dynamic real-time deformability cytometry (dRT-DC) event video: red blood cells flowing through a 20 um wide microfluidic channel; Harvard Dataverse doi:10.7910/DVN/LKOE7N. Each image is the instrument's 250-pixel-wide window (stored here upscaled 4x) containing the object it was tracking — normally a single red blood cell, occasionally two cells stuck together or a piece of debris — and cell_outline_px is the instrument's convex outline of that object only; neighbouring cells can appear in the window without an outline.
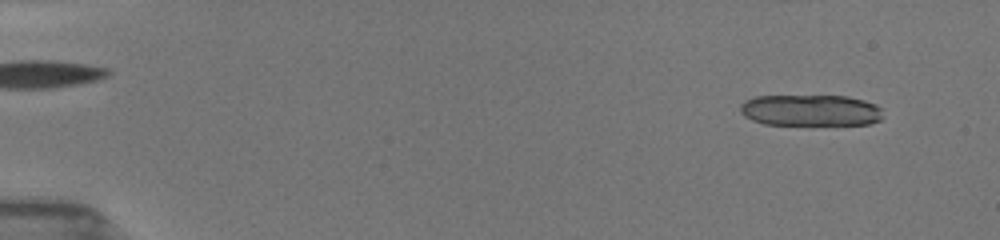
{"species": "common noctule bat (a hibernating species)", "species_latin": "Nyctalus noctula", "temperature_condition": "room temperature", "stored_images_in_passage": 30, "camera_frame_rate_fps": 3000, "um_per_image_px": 0.085, "animal": {"sex": "female", "body_mass_g": 19.5, "forearm_length_mm": 54.1}, "frame": {"image": 1, "passage_image": 4, "time_ms": 1.0, "image_size_px": [1000, 240], "cell_outline_px": [[884, 108], [880, 120], [868, 124], [812, 128], [764, 124], [752, 120], [744, 116], [740, 112], [740, 104], [744, 100], [756, 96], [848, 96], [864, 100], [876, 104]], "centroid_in_image_um": [68.92, 9.44], "position_along_channel_um": 16.1, "area_um2": 27.69}}